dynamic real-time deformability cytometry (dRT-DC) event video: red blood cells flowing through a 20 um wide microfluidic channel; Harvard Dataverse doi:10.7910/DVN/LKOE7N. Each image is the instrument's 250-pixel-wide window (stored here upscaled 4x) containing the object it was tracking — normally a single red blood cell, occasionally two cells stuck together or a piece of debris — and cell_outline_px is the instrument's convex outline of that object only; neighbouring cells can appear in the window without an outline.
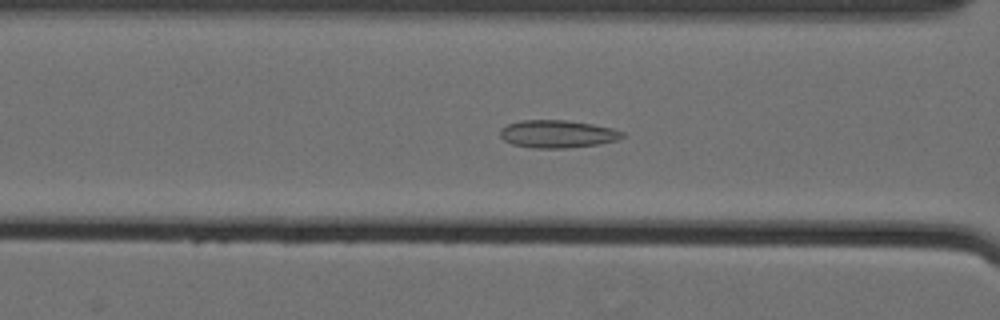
{"species": "Egyptian fruit bat (a non-hibernating species)", "species_latin": "Rousettus aegyptiacus", "temperature_condition": "cold", "stored_images_in_passage": 60, "camera_frame_rate_fps": 3000, "um_per_image_px": 0.085, "animal": {"sex": "female"}, "frame": {"image": 1, "passage_image": 28, "time_ms": 9.0, "image_size_px": [1000, 320], "cell_outline_px": [[624, 136], [616, 140], [600, 144], [568, 148], [532, 148], [512, 144], [504, 140], [500, 136], [500, 128], [508, 124], [520, 120], [568, 120], [592, 124], [612, 128], [624, 132]], "centroid_in_image_um": [47.37, 11.39], "position_along_channel_um": 119.2, "area_um2": 19.83}}
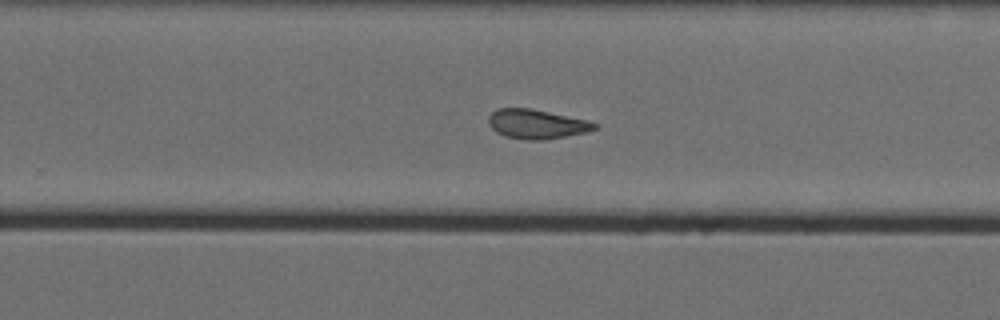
{"frame": {"image": 2, "passage_image": 42, "time_ms": 13.667, "image_size_px": [1000, 320], "cell_outline_px": [[600, 124], [596, 128], [588, 132], [544, 140], [524, 140], [504, 136], [496, 132], [488, 124], [488, 116], [496, 108], [532, 108], [588, 120]], "centroid_in_image_um": [45.61, 10.54], "position_along_channel_um": 284.2, "area_um2": 18.44}}
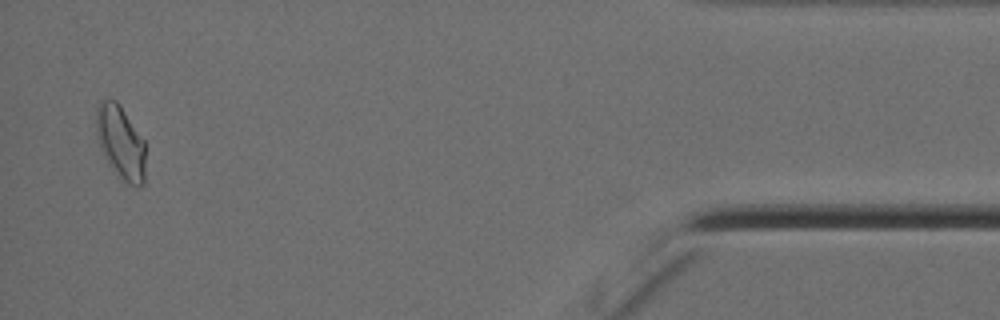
{"frame": {"image": 3, "passage_image": 59, "time_ms": 19.333, "image_size_px": [1000, 320], "cell_outline_px": [[144, 184], [128, 184], [108, 164], [96, 136], [96, 104], [100, 100], [116, 100], [120, 104], [144, 140]], "centroid_in_image_um": [10.23, 12.04], "position_along_channel_um": 425.0, "area_um2": 20.81}, "authors_computed_cell_mechanics": {"area_um2": 19.941, "velocity_mm_per_s": 3.5404, "shape_relaxation_time_tau1_ms": null, "shape_relaxation_time_tau2_ms": 2.4852, "deformation_change_tau1": null, "deformation_change_tau2": 0.0972}}